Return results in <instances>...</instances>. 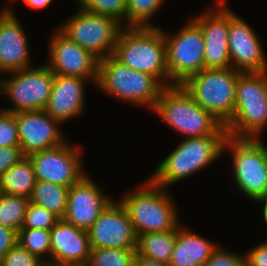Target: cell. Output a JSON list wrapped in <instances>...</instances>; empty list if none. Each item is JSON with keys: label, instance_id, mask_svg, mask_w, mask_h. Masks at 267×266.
<instances>
[{"label": "cell", "instance_id": "36", "mask_svg": "<svg viewBox=\"0 0 267 266\" xmlns=\"http://www.w3.org/2000/svg\"><path fill=\"white\" fill-rule=\"evenodd\" d=\"M245 266H267V241L256 245L246 253Z\"/></svg>", "mask_w": 267, "mask_h": 266}, {"label": "cell", "instance_id": "40", "mask_svg": "<svg viewBox=\"0 0 267 266\" xmlns=\"http://www.w3.org/2000/svg\"><path fill=\"white\" fill-rule=\"evenodd\" d=\"M254 202H259L263 204L262 214H263L264 221L267 224V194L259 199H256Z\"/></svg>", "mask_w": 267, "mask_h": 266}, {"label": "cell", "instance_id": "42", "mask_svg": "<svg viewBox=\"0 0 267 266\" xmlns=\"http://www.w3.org/2000/svg\"><path fill=\"white\" fill-rule=\"evenodd\" d=\"M45 266H59V265H53V264H50V263H46Z\"/></svg>", "mask_w": 267, "mask_h": 266}, {"label": "cell", "instance_id": "15", "mask_svg": "<svg viewBox=\"0 0 267 266\" xmlns=\"http://www.w3.org/2000/svg\"><path fill=\"white\" fill-rule=\"evenodd\" d=\"M113 201L87 230L90 247L136 249L138 236L129 215L120 201Z\"/></svg>", "mask_w": 267, "mask_h": 266}, {"label": "cell", "instance_id": "8", "mask_svg": "<svg viewBox=\"0 0 267 266\" xmlns=\"http://www.w3.org/2000/svg\"><path fill=\"white\" fill-rule=\"evenodd\" d=\"M231 151L237 189L255 201L267 194V152L260 139L227 136L223 151Z\"/></svg>", "mask_w": 267, "mask_h": 266}, {"label": "cell", "instance_id": "9", "mask_svg": "<svg viewBox=\"0 0 267 266\" xmlns=\"http://www.w3.org/2000/svg\"><path fill=\"white\" fill-rule=\"evenodd\" d=\"M73 42H76L99 60L112 55L122 24L115 18L83 10L58 27Z\"/></svg>", "mask_w": 267, "mask_h": 266}, {"label": "cell", "instance_id": "7", "mask_svg": "<svg viewBox=\"0 0 267 266\" xmlns=\"http://www.w3.org/2000/svg\"><path fill=\"white\" fill-rule=\"evenodd\" d=\"M241 71L232 67L206 69L187 79L182 86L193 100L224 126L235 110L237 80Z\"/></svg>", "mask_w": 267, "mask_h": 266}, {"label": "cell", "instance_id": "27", "mask_svg": "<svg viewBox=\"0 0 267 266\" xmlns=\"http://www.w3.org/2000/svg\"><path fill=\"white\" fill-rule=\"evenodd\" d=\"M136 249L91 248L86 266H134Z\"/></svg>", "mask_w": 267, "mask_h": 266}, {"label": "cell", "instance_id": "13", "mask_svg": "<svg viewBox=\"0 0 267 266\" xmlns=\"http://www.w3.org/2000/svg\"><path fill=\"white\" fill-rule=\"evenodd\" d=\"M49 42L46 64L55 75L79 77L97 84L99 59L73 42L58 27ZM90 80V81H89Z\"/></svg>", "mask_w": 267, "mask_h": 266}, {"label": "cell", "instance_id": "3", "mask_svg": "<svg viewBox=\"0 0 267 266\" xmlns=\"http://www.w3.org/2000/svg\"><path fill=\"white\" fill-rule=\"evenodd\" d=\"M152 111L185 138L227 134L225 126L198 105L182 85L164 87Z\"/></svg>", "mask_w": 267, "mask_h": 266}, {"label": "cell", "instance_id": "35", "mask_svg": "<svg viewBox=\"0 0 267 266\" xmlns=\"http://www.w3.org/2000/svg\"><path fill=\"white\" fill-rule=\"evenodd\" d=\"M23 157L20 146L0 147V176L7 169L17 164Z\"/></svg>", "mask_w": 267, "mask_h": 266}, {"label": "cell", "instance_id": "26", "mask_svg": "<svg viewBox=\"0 0 267 266\" xmlns=\"http://www.w3.org/2000/svg\"><path fill=\"white\" fill-rule=\"evenodd\" d=\"M29 198L0 193V225L17 232L21 229Z\"/></svg>", "mask_w": 267, "mask_h": 266}, {"label": "cell", "instance_id": "29", "mask_svg": "<svg viewBox=\"0 0 267 266\" xmlns=\"http://www.w3.org/2000/svg\"><path fill=\"white\" fill-rule=\"evenodd\" d=\"M18 243L29 253L51 264L50 230L21 228L18 231ZM47 254L49 259L44 256Z\"/></svg>", "mask_w": 267, "mask_h": 266}, {"label": "cell", "instance_id": "37", "mask_svg": "<svg viewBox=\"0 0 267 266\" xmlns=\"http://www.w3.org/2000/svg\"><path fill=\"white\" fill-rule=\"evenodd\" d=\"M18 243V232L0 225V263L5 254Z\"/></svg>", "mask_w": 267, "mask_h": 266}, {"label": "cell", "instance_id": "2", "mask_svg": "<svg viewBox=\"0 0 267 266\" xmlns=\"http://www.w3.org/2000/svg\"><path fill=\"white\" fill-rule=\"evenodd\" d=\"M227 136V134H212L184 138L154 169L149 179L167 189L172 184L202 171L222 156Z\"/></svg>", "mask_w": 267, "mask_h": 266}, {"label": "cell", "instance_id": "33", "mask_svg": "<svg viewBox=\"0 0 267 266\" xmlns=\"http://www.w3.org/2000/svg\"><path fill=\"white\" fill-rule=\"evenodd\" d=\"M40 257L29 253L19 243L13 246L2 259L0 266H45Z\"/></svg>", "mask_w": 267, "mask_h": 266}, {"label": "cell", "instance_id": "16", "mask_svg": "<svg viewBox=\"0 0 267 266\" xmlns=\"http://www.w3.org/2000/svg\"><path fill=\"white\" fill-rule=\"evenodd\" d=\"M229 9L228 48L231 67L241 72H266L267 57L254 29Z\"/></svg>", "mask_w": 267, "mask_h": 266}, {"label": "cell", "instance_id": "10", "mask_svg": "<svg viewBox=\"0 0 267 266\" xmlns=\"http://www.w3.org/2000/svg\"><path fill=\"white\" fill-rule=\"evenodd\" d=\"M163 36L170 86L182 85L205 68L203 33L193 20L174 35L163 32Z\"/></svg>", "mask_w": 267, "mask_h": 266}, {"label": "cell", "instance_id": "30", "mask_svg": "<svg viewBox=\"0 0 267 266\" xmlns=\"http://www.w3.org/2000/svg\"><path fill=\"white\" fill-rule=\"evenodd\" d=\"M77 5L91 13L115 18L124 27L127 0H75Z\"/></svg>", "mask_w": 267, "mask_h": 266}, {"label": "cell", "instance_id": "34", "mask_svg": "<svg viewBox=\"0 0 267 266\" xmlns=\"http://www.w3.org/2000/svg\"><path fill=\"white\" fill-rule=\"evenodd\" d=\"M205 266H245V254L241 256L218 246Z\"/></svg>", "mask_w": 267, "mask_h": 266}, {"label": "cell", "instance_id": "12", "mask_svg": "<svg viewBox=\"0 0 267 266\" xmlns=\"http://www.w3.org/2000/svg\"><path fill=\"white\" fill-rule=\"evenodd\" d=\"M80 148L65 141L59 146L29 155L36 180L66 187L77 183L86 174Z\"/></svg>", "mask_w": 267, "mask_h": 266}, {"label": "cell", "instance_id": "39", "mask_svg": "<svg viewBox=\"0 0 267 266\" xmlns=\"http://www.w3.org/2000/svg\"><path fill=\"white\" fill-rule=\"evenodd\" d=\"M23 1L26 4V6H28L30 8L37 9V10L43 9V8L49 6V4H51V2H53V0H23Z\"/></svg>", "mask_w": 267, "mask_h": 266}, {"label": "cell", "instance_id": "11", "mask_svg": "<svg viewBox=\"0 0 267 266\" xmlns=\"http://www.w3.org/2000/svg\"><path fill=\"white\" fill-rule=\"evenodd\" d=\"M3 79L1 93L8 96L13 107L2 108L8 112L44 110L52 90L55 74L45 64L10 73Z\"/></svg>", "mask_w": 267, "mask_h": 266}, {"label": "cell", "instance_id": "22", "mask_svg": "<svg viewBox=\"0 0 267 266\" xmlns=\"http://www.w3.org/2000/svg\"><path fill=\"white\" fill-rule=\"evenodd\" d=\"M218 246L180 225L168 266H205Z\"/></svg>", "mask_w": 267, "mask_h": 266}, {"label": "cell", "instance_id": "14", "mask_svg": "<svg viewBox=\"0 0 267 266\" xmlns=\"http://www.w3.org/2000/svg\"><path fill=\"white\" fill-rule=\"evenodd\" d=\"M192 20L200 27L204 37V62L206 69L231 67L228 48L229 7L227 0H216Z\"/></svg>", "mask_w": 267, "mask_h": 266}, {"label": "cell", "instance_id": "25", "mask_svg": "<svg viewBox=\"0 0 267 266\" xmlns=\"http://www.w3.org/2000/svg\"><path fill=\"white\" fill-rule=\"evenodd\" d=\"M69 187L37 180L29 201L62 219L67 206Z\"/></svg>", "mask_w": 267, "mask_h": 266}, {"label": "cell", "instance_id": "21", "mask_svg": "<svg viewBox=\"0 0 267 266\" xmlns=\"http://www.w3.org/2000/svg\"><path fill=\"white\" fill-rule=\"evenodd\" d=\"M87 79L55 75L50 98L44 111L60 124L83 113L84 85Z\"/></svg>", "mask_w": 267, "mask_h": 266}, {"label": "cell", "instance_id": "20", "mask_svg": "<svg viewBox=\"0 0 267 266\" xmlns=\"http://www.w3.org/2000/svg\"><path fill=\"white\" fill-rule=\"evenodd\" d=\"M51 264L59 266H86L90 255L86 230L60 219L50 230Z\"/></svg>", "mask_w": 267, "mask_h": 266}, {"label": "cell", "instance_id": "6", "mask_svg": "<svg viewBox=\"0 0 267 266\" xmlns=\"http://www.w3.org/2000/svg\"><path fill=\"white\" fill-rule=\"evenodd\" d=\"M97 87L129 104L153 110L164 86L152 75L132 70L113 55L99 60ZM148 106V107H147Z\"/></svg>", "mask_w": 267, "mask_h": 266}, {"label": "cell", "instance_id": "18", "mask_svg": "<svg viewBox=\"0 0 267 266\" xmlns=\"http://www.w3.org/2000/svg\"><path fill=\"white\" fill-rule=\"evenodd\" d=\"M111 201L112 198L103 194L87 173L69 187L66 211L62 220L87 231Z\"/></svg>", "mask_w": 267, "mask_h": 266}, {"label": "cell", "instance_id": "38", "mask_svg": "<svg viewBox=\"0 0 267 266\" xmlns=\"http://www.w3.org/2000/svg\"><path fill=\"white\" fill-rule=\"evenodd\" d=\"M134 266H168V264L158 262L151 258L140 256L136 253Z\"/></svg>", "mask_w": 267, "mask_h": 266}, {"label": "cell", "instance_id": "41", "mask_svg": "<svg viewBox=\"0 0 267 266\" xmlns=\"http://www.w3.org/2000/svg\"><path fill=\"white\" fill-rule=\"evenodd\" d=\"M1 90H2V78L0 77V93H1Z\"/></svg>", "mask_w": 267, "mask_h": 266}, {"label": "cell", "instance_id": "17", "mask_svg": "<svg viewBox=\"0 0 267 266\" xmlns=\"http://www.w3.org/2000/svg\"><path fill=\"white\" fill-rule=\"evenodd\" d=\"M15 118L24 156L44 151L65 142L60 123L44 110L16 112Z\"/></svg>", "mask_w": 267, "mask_h": 266}, {"label": "cell", "instance_id": "32", "mask_svg": "<svg viewBox=\"0 0 267 266\" xmlns=\"http://www.w3.org/2000/svg\"><path fill=\"white\" fill-rule=\"evenodd\" d=\"M20 146L15 114L0 109V147Z\"/></svg>", "mask_w": 267, "mask_h": 266}, {"label": "cell", "instance_id": "19", "mask_svg": "<svg viewBox=\"0 0 267 266\" xmlns=\"http://www.w3.org/2000/svg\"><path fill=\"white\" fill-rule=\"evenodd\" d=\"M11 8L6 6L0 9L1 75L32 67L28 37Z\"/></svg>", "mask_w": 267, "mask_h": 266}, {"label": "cell", "instance_id": "24", "mask_svg": "<svg viewBox=\"0 0 267 266\" xmlns=\"http://www.w3.org/2000/svg\"><path fill=\"white\" fill-rule=\"evenodd\" d=\"M178 229L138 235L136 253L169 264Z\"/></svg>", "mask_w": 267, "mask_h": 266}, {"label": "cell", "instance_id": "4", "mask_svg": "<svg viewBox=\"0 0 267 266\" xmlns=\"http://www.w3.org/2000/svg\"><path fill=\"white\" fill-rule=\"evenodd\" d=\"M142 184L138 190L123 195L119 200L137 236L178 229L181 222L176 203L166 191L169 189L154 184L150 179Z\"/></svg>", "mask_w": 267, "mask_h": 266}, {"label": "cell", "instance_id": "1", "mask_svg": "<svg viewBox=\"0 0 267 266\" xmlns=\"http://www.w3.org/2000/svg\"><path fill=\"white\" fill-rule=\"evenodd\" d=\"M112 55L130 69L154 76L164 87L170 86L166 42L160 27H123Z\"/></svg>", "mask_w": 267, "mask_h": 266}, {"label": "cell", "instance_id": "28", "mask_svg": "<svg viewBox=\"0 0 267 266\" xmlns=\"http://www.w3.org/2000/svg\"><path fill=\"white\" fill-rule=\"evenodd\" d=\"M165 0H127L125 27H153L149 23Z\"/></svg>", "mask_w": 267, "mask_h": 266}, {"label": "cell", "instance_id": "31", "mask_svg": "<svg viewBox=\"0 0 267 266\" xmlns=\"http://www.w3.org/2000/svg\"><path fill=\"white\" fill-rule=\"evenodd\" d=\"M59 220L56 215L44 207L29 202L21 228L51 230Z\"/></svg>", "mask_w": 267, "mask_h": 266}, {"label": "cell", "instance_id": "23", "mask_svg": "<svg viewBox=\"0 0 267 266\" xmlns=\"http://www.w3.org/2000/svg\"><path fill=\"white\" fill-rule=\"evenodd\" d=\"M33 164L28 156L0 176V193L30 198L36 184Z\"/></svg>", "mask_w": 267, "mask_h": 266}, {"label": "cell", "instance_id": "5", "mask_svg": "<svg viewBox=\"0 0 267 266\" xmlns=\"http://www.w3.org/2000/svg\"><path fill=\"white\" fill-rule=\"evenodd\" d=\"M267 127V71L241 72L236 87L235 110L225 125L227 135L259 139Z\"/></svg>", "mask_w": 267, "mask_h": 266}]
</instances>
